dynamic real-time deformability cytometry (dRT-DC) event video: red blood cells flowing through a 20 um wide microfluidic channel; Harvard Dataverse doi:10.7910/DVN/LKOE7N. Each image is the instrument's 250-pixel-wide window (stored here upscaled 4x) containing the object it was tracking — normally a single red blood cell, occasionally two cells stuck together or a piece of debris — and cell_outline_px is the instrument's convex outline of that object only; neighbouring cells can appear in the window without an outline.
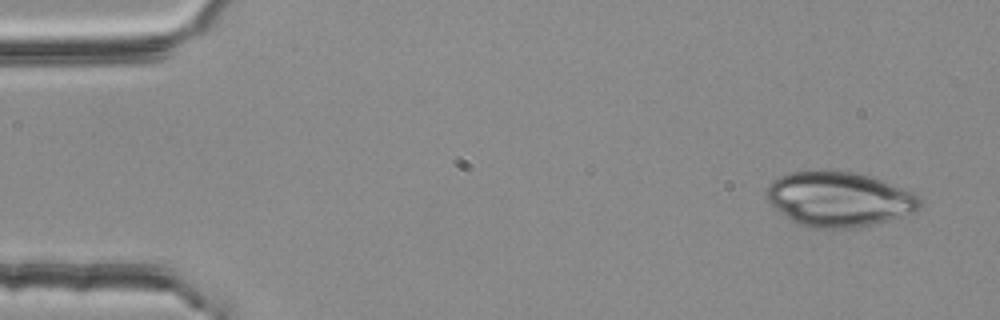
{"species": "common noctule bat (a hibernating species)", "species_latin": "Nyctalus noctula", "temperature_condition": "room temperature", "stored_images_in_passage": 4, "segment_of_instrument_passage": [1, 2], "camera_frame_rate_fps": 3000, "um_per_image_px": 0.085, "animal": {"sex": "female", "body_mass_g": 25.1}, "frame": {"image": 1, "passage_image": 1, "time_ms": 0.0, "image_size_px": [1000, 320], "cell_outline_px": [[920, 208], [916, 212], [888, 220], [856, 228], [812, 228], [796, 224], [776, 208], [768, 200], [768, 184], [772, 180], [788, 172], [856, 172], [880, 180], [912, 192], [920, 196]], "centroid_in_image_um": [71.33, 16.95], "position_along_channel_um": 13.7, "area_um2": 48.32}}